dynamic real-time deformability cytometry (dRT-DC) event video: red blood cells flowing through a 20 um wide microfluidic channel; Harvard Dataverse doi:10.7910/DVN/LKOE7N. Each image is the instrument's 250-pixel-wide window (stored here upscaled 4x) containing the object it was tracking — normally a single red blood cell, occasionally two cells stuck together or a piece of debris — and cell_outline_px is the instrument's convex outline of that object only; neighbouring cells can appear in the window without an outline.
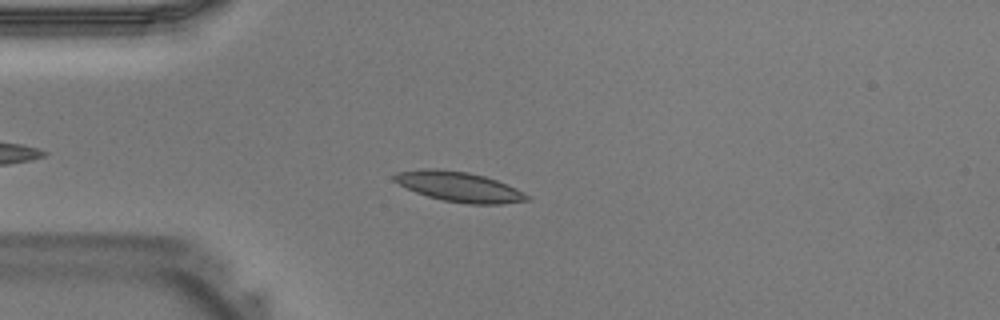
{"species": "Egyptian fruit bat (a non-hibernating species)", "species_latin": "Rousettus aegyptiacus", "temperature_condition": "warm", "stored_images_in_passage": 30, "camera_frame_rate_fps": 3000, "um_per_image_px": 0.085, "animal": {"sex": "male"}, "frame": {"image": 1, "passage_image": 6, "time_ms": 1.667, "image_size_px": [1000, 320], "cell_outline_px": [[532, 200], [500, 204], [468, 204], [444, 200], [428, 196], [416, 192], [392, 180], [392, 176], [396, 172], [424, 168], [440, 168], [468, 172], [484, 176], [496, 180], [516, 188], [528, 196]], "centroid_in_image_um": [39.0, 15.86], "position_along_channel_um": 46.0, "area_um2": 23.12}}
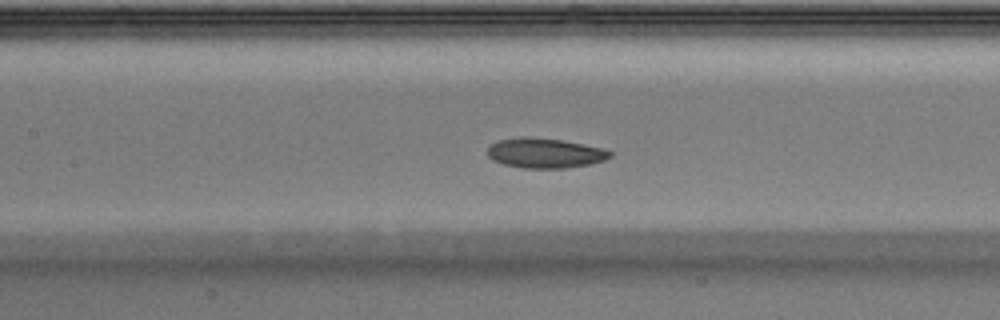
{"frame": {"image": 2, "passage_image": 14, "time_ms": 4.333, "image_size_px": [1000, 320], "cell_outline_px": [[612, 156], [604, 160], [588, 164], [564, 168], [524, 168], [504, 164], [492, 160], [488, 156], [488, 148], [496, 140], [520, 136], [528, 136], [560, 140], [604, 148], [612, 152]], "centroid_in_image_um": [46.29, 13.0], "position_along_channel_um": 161.1, "area_um2": 21.33}}
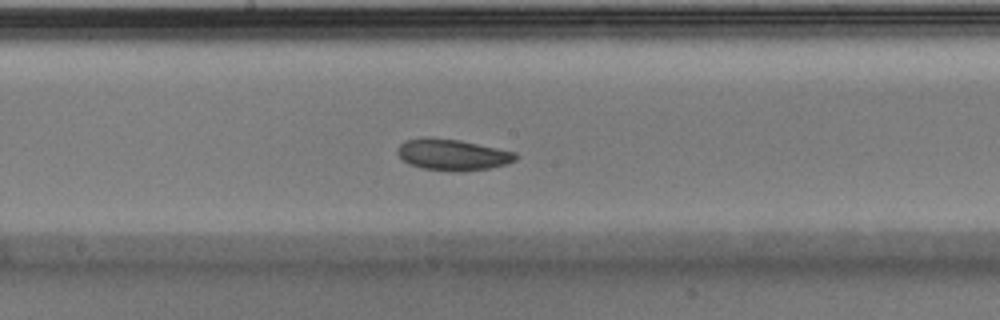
{"frame": {"image": 3, "passage_image": 17, "time_ms": 5.333, "image_size_px": [1000, 320], "cell_outline_px": [[516, 160], [504, 164], [488, 168], [464, 172], [456, 172], [424, 168], [408, 164], [396, 152], [396, 148], [404, 140], [428, 136], [460, 140], [516, 152]], "centroid_in_image_um": [38.42, 13.14], "position_along_channel_um": 209.8, "area_um2": 21.62}}